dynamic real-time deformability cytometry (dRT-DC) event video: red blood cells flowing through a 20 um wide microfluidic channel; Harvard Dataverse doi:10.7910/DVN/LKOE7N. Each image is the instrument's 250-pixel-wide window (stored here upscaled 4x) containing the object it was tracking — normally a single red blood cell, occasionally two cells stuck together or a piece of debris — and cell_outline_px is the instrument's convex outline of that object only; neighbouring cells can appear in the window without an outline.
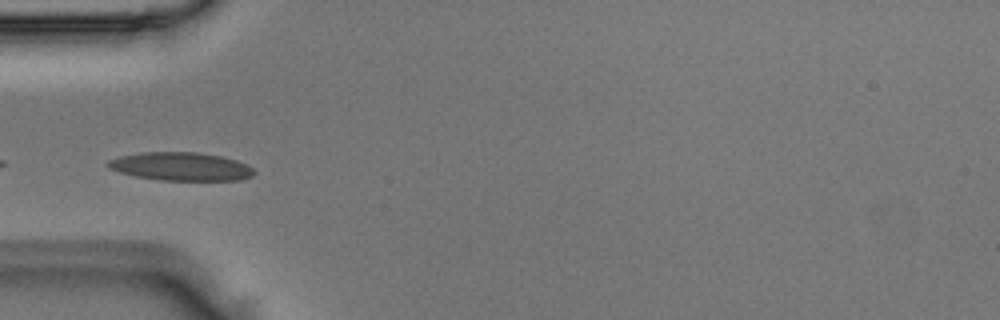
{"species": "Egyptian fruit bat (a non-hibernating species)", "species_latin": "Rousettus aegyptiacus", "temperature_condition": "room temperature", "stored_images_in_passage": 3, "camera_frame_rate_fps": 3000, "um_per_image_px": 0.085, "animal": {"sex": "male"}, "frame": {"image": 1, "passage_image": 3, "time_ms": 0.667, "image_size_px": [1000, 320], "cell_outline_px": [[256, 172], [252, 176], [240, 180], [160, 180], [136, 176], [120, 172], [108, 168], [104, 164], [108, 160], [120, 156], [140, 152], [196, 152], [220, 156], [236, 160], [248, 164]], "centroid_in_image_um": [15.36, 14.15], "position_along_channel_um": 69.6, "area_um2": 24.16}}